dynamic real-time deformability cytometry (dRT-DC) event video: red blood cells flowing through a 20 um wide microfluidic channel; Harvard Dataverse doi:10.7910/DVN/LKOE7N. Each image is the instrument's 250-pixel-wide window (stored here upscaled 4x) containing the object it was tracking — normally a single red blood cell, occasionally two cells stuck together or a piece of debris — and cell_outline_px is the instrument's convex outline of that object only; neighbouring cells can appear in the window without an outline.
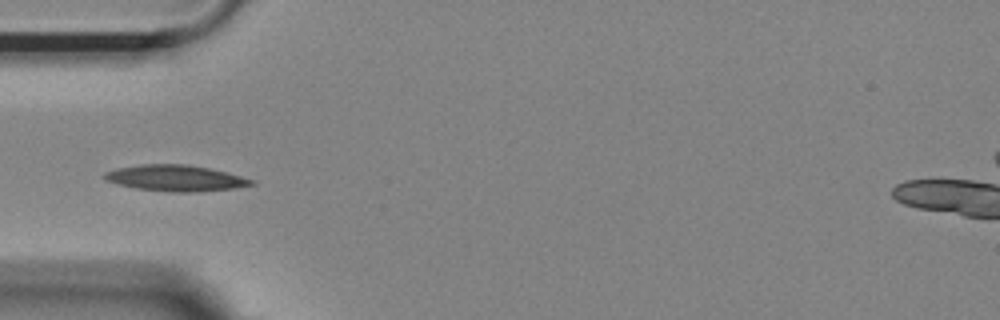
{"species": "Egyptian fruit bat (a non-hibernating species)", "species_latin": "Rousettus aegyptiacus", "temperature_condition": "room temperature", "stored_images_in_passage": 39, "camera_frame_rate_fps": 3000, "um_per_image_px": 0.085, "animal": {"sex": "female"}, "frame": {"image": 1, "passage_image": 1, "time_ms": 0.0, "image_size_px": [1000, 320], "cell_outline_px": [[256, 184], [232, 188], [200, 192], [172, 192], [136, 188], [104, 180], [104, 172], [116, 168], [140, 164], [184, 164], [208, 168], [256, 180]], "centroid_in_image_um": [14.91, 15.14], "position_along_channel_um": 70.1, "area_um2": 22.2}}
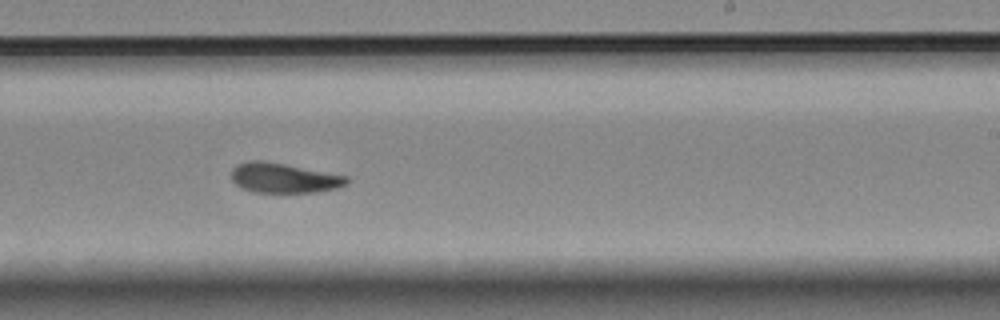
{"frame": {"image": 2, "passage_image": 17, "time_ms": 5.333, "image_size_px": [1000, 320], "cell_outline_px": [[348, 184], [336, 188], [316, 192], [252, 192], [240, 188], [232, 180], [232, 168], [236, 164], [248, 160], [260, 160], [284, 164], [348, 176]], "centroid_in_image_um": [24.09, 15.13], "position_along_channel_um": 264.9, "area_um2": 20.06}}
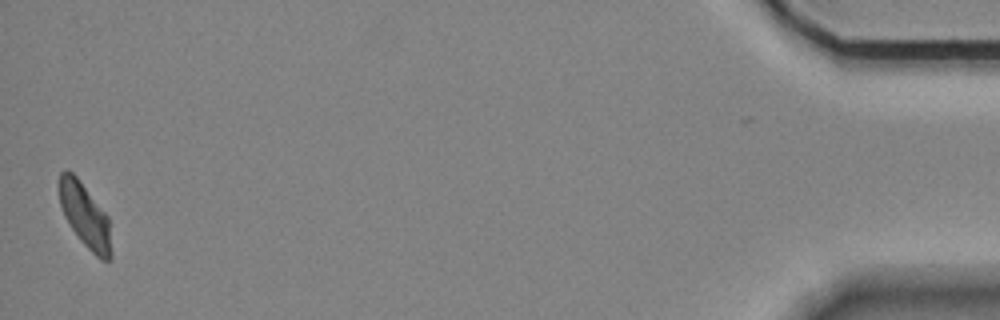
{"frame": {"image": 3, "passage_image": 38, "time_ms": 12.333, "image_size_px": [1000, 320], "cell_outline_px": [[112, 260], [100, 260], [80, 240], [64, 216], [60, 204], [60, 172], [64, 168], [72, 172], [76, 176], [108, 216], [112, 252]], "centroid_in_image_um": [7.24, 18.34], "position_along_channel_um": 428.0, "area_um2": 19.25}}